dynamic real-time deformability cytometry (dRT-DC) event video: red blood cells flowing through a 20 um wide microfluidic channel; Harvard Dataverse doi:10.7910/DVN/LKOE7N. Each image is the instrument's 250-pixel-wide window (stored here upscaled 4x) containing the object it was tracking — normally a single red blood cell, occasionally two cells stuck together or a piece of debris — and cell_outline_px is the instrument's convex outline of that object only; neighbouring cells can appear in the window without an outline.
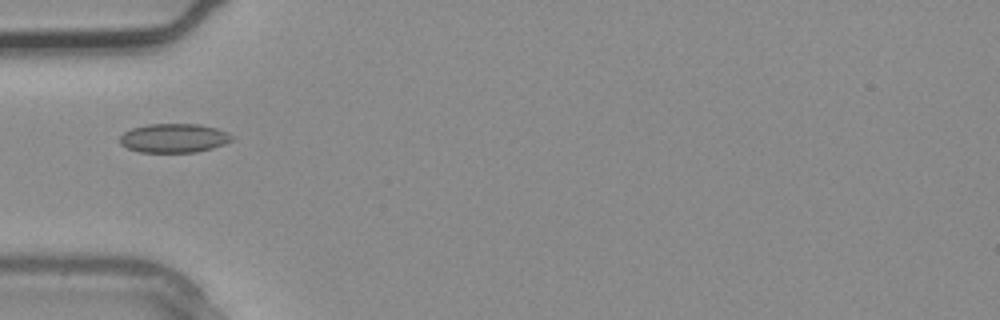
{"species": "common noctule bat (a hibernating species)", "species_latin": "Nyctalus noctula", "temperature_condition": "warm", "stored_images_in_passage": 3, "camera_frame_rate_fps": 3000, "um_per_image_px": 0.085, "animal": {"sex": "male", "body_mass_g": 20.4}, "frame": {"image": 1, "passage_image": 3, "time_ms": 0.667, "image_size_px": [1000, 320], "cell_outline_px": [[236, 136], [232, 140], [224, 144], [212, 148], [196, 152], [140, 152], [128, 148], [120, 144], [120, 136], [124, 132], [132, 128], [148, 124], [200, 124], [216, 128], [228, 132]], "centroid_in_image_um": [14.81, 11.73], "position_along_channel_um": 70.2, "area_um2": 19.02}}